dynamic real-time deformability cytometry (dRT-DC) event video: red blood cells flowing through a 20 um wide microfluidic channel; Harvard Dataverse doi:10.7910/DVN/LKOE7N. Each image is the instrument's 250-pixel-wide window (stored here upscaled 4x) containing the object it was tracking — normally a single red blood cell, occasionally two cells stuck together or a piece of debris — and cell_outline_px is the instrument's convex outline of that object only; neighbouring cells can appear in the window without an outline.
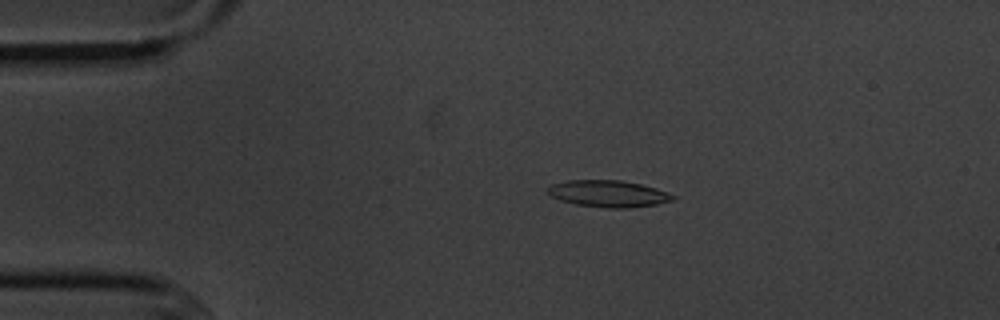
{"species": "common noctule bat (a hibernating species)", "species_latin": "Nyctalus noctula", "temperature_condition": "cold", "stored_images_in_passage": 5, "camera_frame_rate_fps": 3000, "um_per_image_px": 0.085, "animal": {"sex": "male", "body_mass_g": 20.1, "forearm_length_mm": 53.5}, "frame": {"image": 1, "passage_image": 3, "time_ms": 3.333, "image_size_px": [1000, 320], "cell_outline_px": [[676, 196], [672, 200], [656, 204], [628, 208], [608, 208], [576, 204], [560, 200], [552, 196], [548, 192], [548, 184], [568, 180], [620, 180], [640, 184], [656, 188]], "centroid_in_image_um": [51.67, 16.45], "position_along_channel_um": 33.3, "area_um2": 19.36}}
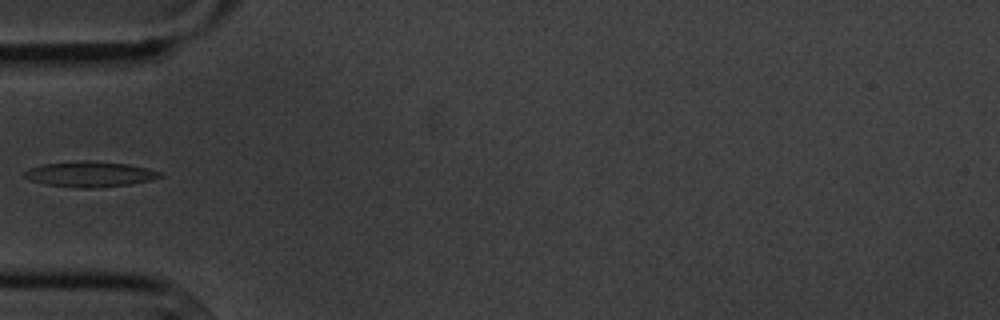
{"frame": {"image": 2, "passage_image": 5, "time_ms": 5.667, "image_size_px": [1000, 320], "cell_outline_px": [[164, 176], [152, 180], [128, 184], [92, 188], [72, 188], [44, 184], [28, 180], [20, 172], [28, 168], [44, 164], [84, 160], [88, 160], [128, 164], [148, 168], [160, 172]], "centroid_in_image_um": [7.58, 14.81], "position_along_channel_um": 77.4, "area_um2": 20.35}}